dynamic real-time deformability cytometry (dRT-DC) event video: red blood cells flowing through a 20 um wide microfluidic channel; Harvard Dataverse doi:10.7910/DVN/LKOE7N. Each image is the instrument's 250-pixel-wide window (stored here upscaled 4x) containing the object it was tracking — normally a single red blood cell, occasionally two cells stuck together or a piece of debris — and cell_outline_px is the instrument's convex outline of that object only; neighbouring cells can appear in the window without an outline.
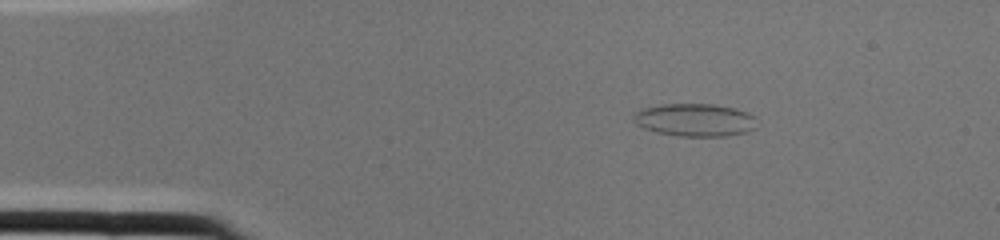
{"species": "common noctule bat (a hibernating species)", "species_latin": "Nyctalus noctula", "temperature_condition": "cold", "stored_images_in_passage": 1, "camera_frame_rate_fps": 3000, "um_per_image_px": 0.085, "animal": {"sex": "female", "body_mass_g": 22.0, "forearm_length_mm": 56.7}, "frame": {"image": 1, "passage_image": 1, "time_ms": 0.0, "image_size_px": [1000, 240], "cell_outline_px": [[756, 128], [744, 132], [724, 136], [676, 136], [656, 132], [644, 128], [636, 124], [632, 120], [632, 116], [640, 108], [660, 104], [716, 104], [736, 108], [748, 112], [756, 116]], "centroid_in_image_um": [59.05, 10.18], "position_along_channel_um": 25.9, "area_um2": 23.93}}